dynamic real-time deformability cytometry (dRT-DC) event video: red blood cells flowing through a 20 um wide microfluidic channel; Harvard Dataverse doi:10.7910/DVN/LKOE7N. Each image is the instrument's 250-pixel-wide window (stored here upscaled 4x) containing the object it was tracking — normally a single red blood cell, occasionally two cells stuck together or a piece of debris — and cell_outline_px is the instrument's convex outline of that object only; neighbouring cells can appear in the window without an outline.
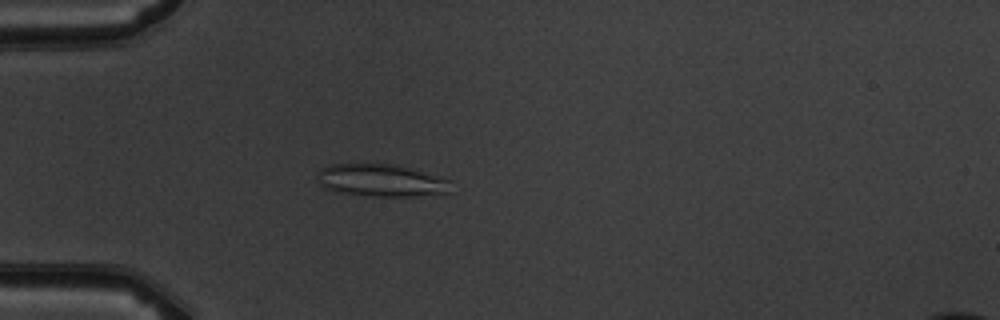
{"species": "common noctule bat (a hibernating species)", "species_latin": "Nyctalus noctula", "temperature_condition": "warm", "stored_images_in_passage": 5, "camera_frame_rate_fps": 3000, "um_per_image_px": 0.085, "animal": {"sex": "male", "body_mass_g": 19.5, "forearm_length_mm": 54.6}, "frame": {"image": 1, "passage_image": 5, "time_ms": 5.0, "image_size_px": [1000, 320], "cell_outline_px": [[452, 180], [448, 192], [408, 196], [372, 196], [340, 192], [328, 188], [320, 184], [316, 176], [320, 168], [332, 164], [392, 164], [440, 176]], "centroid_in_image_um": [32.39, 15.32], "position_along_channel_um": 52.6, "area_um2": 24.85}}